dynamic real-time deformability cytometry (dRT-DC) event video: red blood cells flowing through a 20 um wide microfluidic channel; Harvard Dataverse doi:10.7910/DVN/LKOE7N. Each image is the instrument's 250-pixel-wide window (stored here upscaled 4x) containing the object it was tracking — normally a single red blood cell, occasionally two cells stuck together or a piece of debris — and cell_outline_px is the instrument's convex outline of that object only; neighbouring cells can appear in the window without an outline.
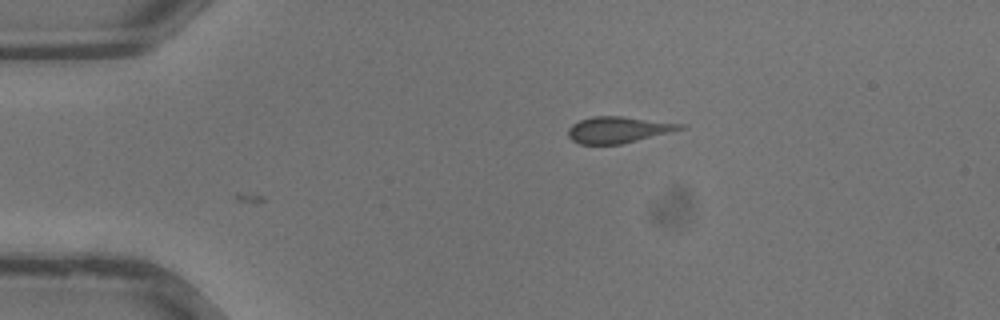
{"species": "common noctule bat (a hibernating species)", "species_latin": "Nyctalus noctula", "temperature_condition": "warm", "stored_images_in_passage": 4, "camera_frame_rate_fps": 3000, "um_per_image_px": 0.085, "animal": {"sex": "male", "body_mass_g": 13.3}, "frame": {"image": 1, "passage_image": 4, "time_ms": 1.0, "image_size_px": [1000, 320], "cell_outline_px": [[684, 128], [620, 144], [580, 144], [572, 140], [568, 136], [568, 128], [572, 124], [580, 120], [592, 116], [620, 116], [684, 124]], "centroid_in_image_um": [52.47, 11.02], "position_along_channel_um": 32.5, "area_um2": 16.82}}